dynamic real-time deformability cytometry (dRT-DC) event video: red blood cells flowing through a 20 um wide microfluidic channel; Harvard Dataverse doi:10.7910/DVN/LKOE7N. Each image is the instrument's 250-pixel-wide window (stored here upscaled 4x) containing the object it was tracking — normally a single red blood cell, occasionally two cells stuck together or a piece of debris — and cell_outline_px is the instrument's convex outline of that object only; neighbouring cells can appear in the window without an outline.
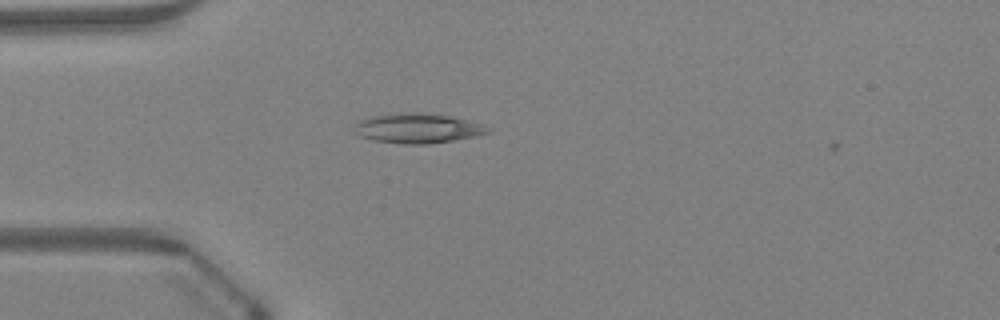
{"species": "Egyptian fruit bat (a non-hibernating species)", "species_latin": "Rousettus aegyptiacus", "temperature_condition": "warm", "stored_images_in_passage": 8, "camera_frame_rate_fps": 3000, "um_per_image_px": 0.085, "animal": {"sex": "female"}, "frame": {"image": 1, "passage_image": 6, "time_ms": 1.667, "image_size_px": [1000, 320], "cell_outline_px": [[492, 132], [476, 136], [428, 144], [404, 144], [372, 140], [360, 136], [356, 132], [356, 124], [360, 120], [372, 116], [408, 112], [416, 112], [448, 116], [468, 120], [480, 124], [488, 128]], "centroid_in_image_um": [35.5, 10.91], "position_along_channel_um": 49.5, "area_um2": 22.77}}